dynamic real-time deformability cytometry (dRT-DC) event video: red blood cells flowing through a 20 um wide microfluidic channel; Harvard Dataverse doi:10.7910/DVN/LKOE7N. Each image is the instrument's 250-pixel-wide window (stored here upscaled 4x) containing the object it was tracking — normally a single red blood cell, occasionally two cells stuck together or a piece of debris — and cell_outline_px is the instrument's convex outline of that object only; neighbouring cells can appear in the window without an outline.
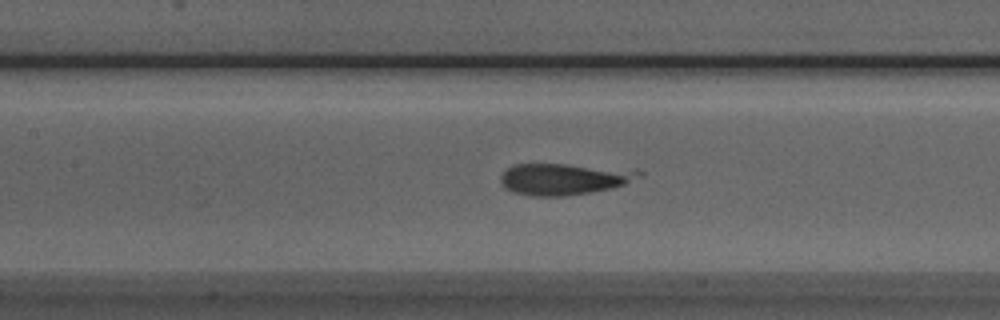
{"species": "Egyptian fruit bat (a non-hibernating species)", "species_latin": "Rousettus aegyptiacus", "temperature_condition": "room temperature", "stored_images_in_passage": 47, "camera_frame_rate_fps": 3000, "um_per_image_px": 0.085, "animal": {"sex": "male"}, "frame": {"image": 1, "passage_image": 22, "time_ms": 7.0, "image_size_px": [1000, 320], "cell_outline_px": [[644, 176], [624, 184], [608, 188], [588, 192], [564, 196], [532, 196], [516, 192], [504, 188], [500, 180], [500, 176], [508, 168], [516, 164], [564, 164], [636, 168], [644, 172]], "centroid_in_image_um": [48.02, 15.19], "position_along_channel_um": 159.4, "area_um2": 25.55}}
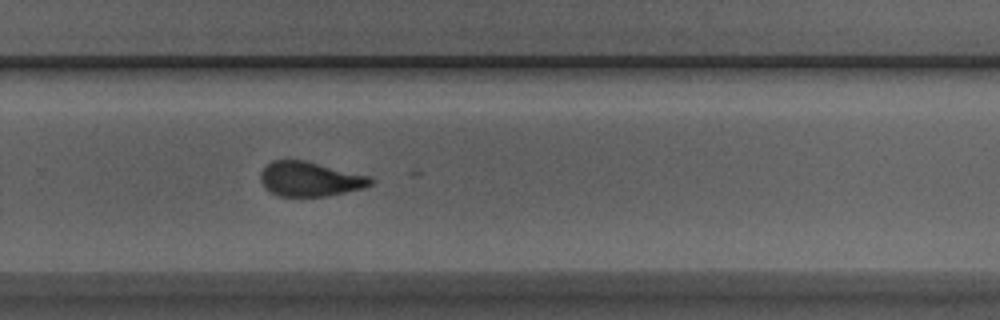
{"frame": {"image": 2, "passage_image": 33, "time_ms": 10.667, "image_size_px": [1000, 320], "cell_outline_px": [[376, 180], [372, 184], [364, 188], [324, 196], [280, 196], [264, 188], [260, 180], [260, 172], [272, 160], [304, 160], [372, 176]], "centroid_in_image_um": [26.37, 15.21], "position_along_channel_um": 303.4, "area_um2": 22.25}}
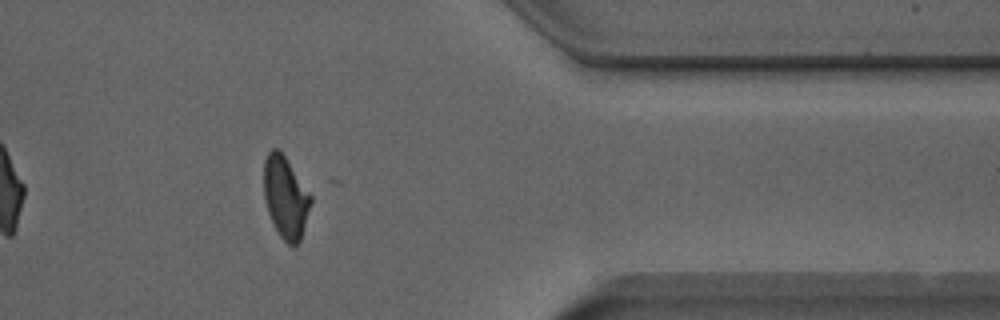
{"frame": {"image": 3, "passage_image": 41, "time_ms": 13.333, "image_size_px": [1000, 320], "cell_outline_px": [[312, 204], [300, 240], [296, 244], [288, 244], [280, 236], [268, 212], [264, 196], [264, 160], [268, 152], [272, 148], [280, 148], [312, 196]], "centroid_in_image_um": [24.28, 16.72], "position_along_channel_um": 387.1, "area_um2": 22.37}}